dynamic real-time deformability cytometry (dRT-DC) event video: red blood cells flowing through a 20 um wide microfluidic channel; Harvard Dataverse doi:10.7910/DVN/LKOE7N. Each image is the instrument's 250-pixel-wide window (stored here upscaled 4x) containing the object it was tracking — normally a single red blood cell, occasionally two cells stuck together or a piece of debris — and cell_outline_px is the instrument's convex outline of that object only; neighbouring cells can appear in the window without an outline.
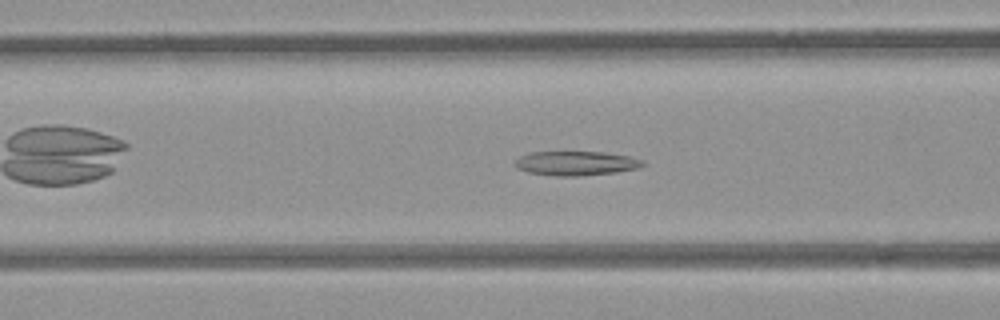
{"species": "common noctule bat (a hibernating species)", "species_latin": "Nyctalus noctula", "temperature_condition": "room temperature", "stored_images_in_passage": 42, "camera_frame_rate_fps": 3000, "um_per_image_px": 0.085, "animal": {"sex": "female", "body_mass_g": 21.9}, "frame": {"image": 1, "passage_image": 10, "time_ms": 3.0, "image_size_px": [1000, 320], "cell_outline_px": [[644, 164], [640, 168], [616, 172], [580, 176], [556, 176], [528, 172], [516, 168], [512, 164], [520, 156], [528, 152], [604, 152], [628, 156], [644, 160]], "centroid_in_image_um": [48.94, 13.88], "position_along_channel_um": 117.7, "area_um2": 18.21}}
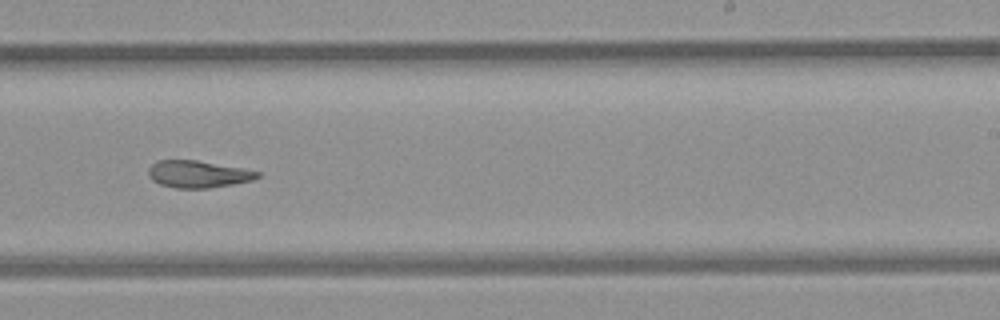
{"frame": {"image": 2, "passage_image": 22, "time_ms": 7.0, "image_size_px": [1000, 320], "cell_outline_px": [[260, 176], [252, 180], [232, 184], [208, 188], [176, 188], [160, 184], [152, 180], [148, 176], [148, 168], [156, 160], [196, 160], [240, 168], [260, 172]], "centroid_in_image_um": [16.78, 14.8], "position_along_channel_um": 272.2, "area_um2": 17.05}}
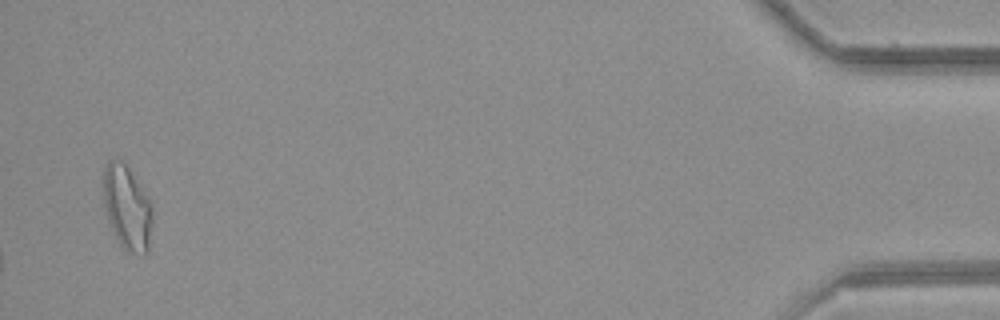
{"frame": {"image": 3, "passage_image": 41, "time_ms": 13.333, "image_size_px": [1000, 320], "cell_outline_px": [[152, 220], [148, 252], [144, 256], [128, 252], [120, 244], [108, 220], [104, 204], [100, 180], [100, 176], [108, 160], [120, 160], [128, 164], [148, 196], [152, 204]], "centroid_in_image_um": [10.79, 17.59], "position_along_channel_um": 424.4, "area_um2": 24.91}, "authors_computed_cell_mechanics": {"area_um2": 18.4093, "velocity_mm_per_s": 3.862, "shape_relaxation_time_tau1_ms": null, "shape_relaxation_time_tau2_ms": 4.1731, "deformation_change_tau1": null, "deformation_change_tau2": 0.129}}